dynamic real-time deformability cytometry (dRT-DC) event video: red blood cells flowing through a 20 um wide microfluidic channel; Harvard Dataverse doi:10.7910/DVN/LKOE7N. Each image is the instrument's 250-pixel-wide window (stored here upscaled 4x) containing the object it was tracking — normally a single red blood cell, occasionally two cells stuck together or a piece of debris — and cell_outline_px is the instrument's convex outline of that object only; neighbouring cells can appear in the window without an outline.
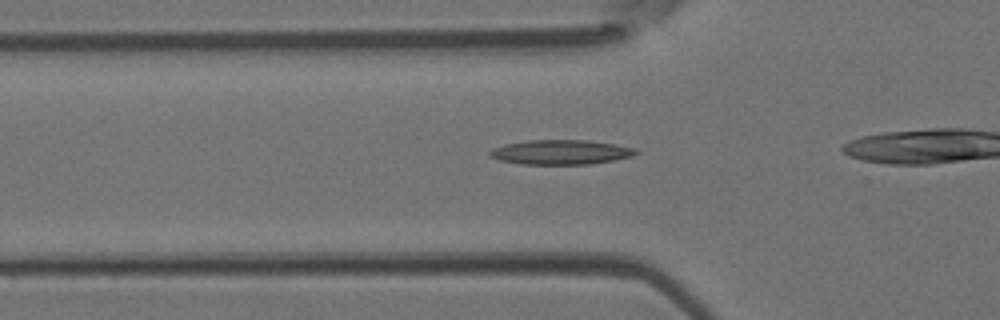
{"species": "Egyptian fruit bat (a non-hibernating species)", "species_latin": "Rousettus aegyptiacus", "temperature_condition": "room temperature", "stored_images_in_passage": 32, "camera_frame_rate_fps": 3000, "um_per_image_px": 0.085, "animal": {"sex": "female"}, "frame": {"image": 1, "passage_image": 11, "time_ms": 3.333, "image_size_px": [1000, 320], "cell_outline_px": [[640, 152], [632, 156], [592, 164], [520, 164], [500, 160], [488, 156], [488, 152], [492, 148], [504, 144], [528, 140], [588, 140], [636, 148]], "centroid_in_image_um": [47.63, 12.93], "position_along_channel_um": 78.2, "area_um2": 20.98}}
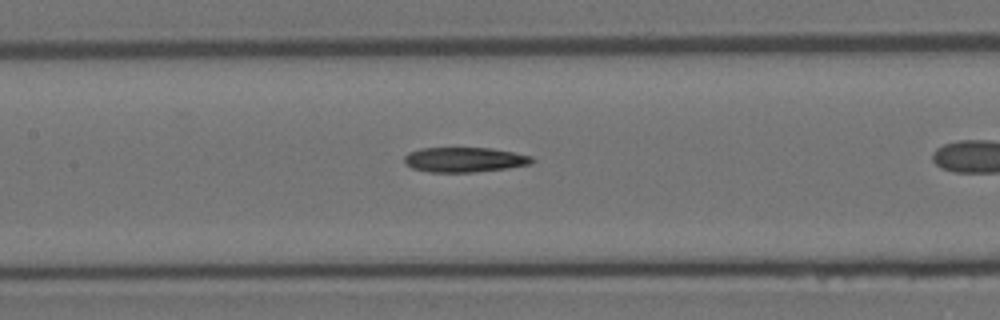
{"frame": {"image": 2, "passage_image": 17, "time_ms": 5.333, "image_size_px": [1000, 320], "cell_outline_px": [[536, 160], [532, 164], [508, 168], [472, 172], [428, 172], [412, 168], [404, 164], [404, 156], [408, 152], [420, 148], [492, 148], [532, 156]], "centroid_in_image_um": [39.47, 13.57], "position_along_channel_um": 167.9, "area_um2": 18.67}}
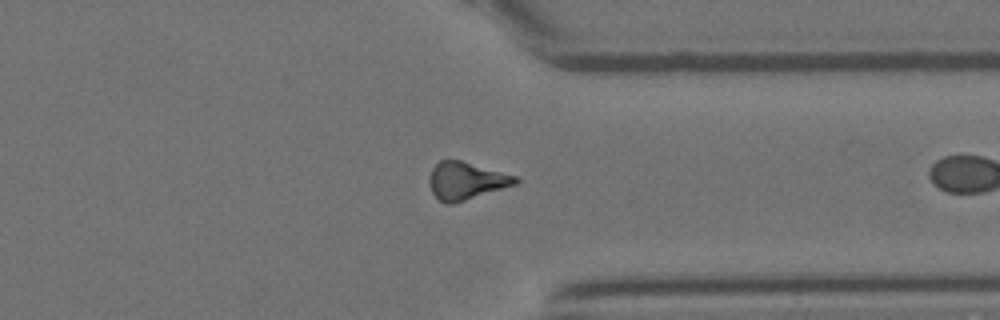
{"frame": {"image": 3, "passage_image": 31, "time_ms": 10.0, "image_size_px": [1000, 320], "cell_outline_px": [[520, 180], [516, 184], [452, 204], [444, 204], [432, 192], [428, 180], [432, 168], [440, 160], [460, 160], [516, 176]], "centroid_in_image_um": [39.59, 15.37], "position_along_channel_um": 371.8, "area_um2": 18.55}}